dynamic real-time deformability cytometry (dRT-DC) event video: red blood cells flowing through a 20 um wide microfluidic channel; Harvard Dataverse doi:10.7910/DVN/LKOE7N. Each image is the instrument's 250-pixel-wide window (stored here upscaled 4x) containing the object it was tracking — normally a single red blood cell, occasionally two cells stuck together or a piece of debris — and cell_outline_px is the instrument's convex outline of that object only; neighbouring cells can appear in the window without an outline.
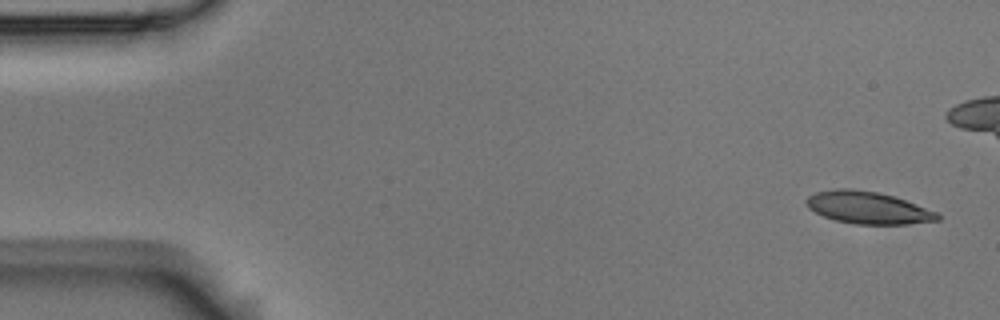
{"species": "Egyptian fruit bat (a non-hibernating species)", "species_latin": "Rousettus aegyptiacus", "temperature_condition": "room temperature", "stored_images_in_passage": 53, "camera_frame_rate_fps": 3000, "um_per_image_px": 0.085, "animal": {"sex": "male"}, "frame": {"image": 1, "passage_image": 1, "time_ms": 0.0, "image_size_px": [1000, 320], "cell_outline_px": [[940, 220], [908, 224], [852, 224], [836, 220], [824, 216], [808, 208], [804, 200], [808, 196], [816, 192], [836, 188], [852, 188], [880, 192], [904, 200], [936, 212], [940, 216]], "centroid_in_image_um": [73.73, 17.65], "position_along_channel_um": 11.3, "area_um2": 24.57}}
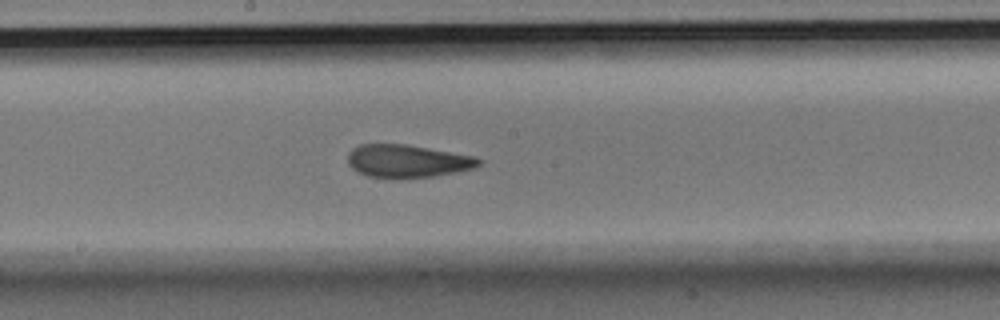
{"frame": {"image": 2, "passage_image": 27, "time_ms": 8.667, "image_size_px": [1000, 320], "cell_outline_px": [[484, 160], [476, 168], [456, 172], [432, 176], [396, 180], [368, 176], [352, 168], [348, 164], [348, 152], [352, 148], [360, 144], [408, 144], [476, 156]], "centroid_in_image_um": [34.65, 13.7], "position_along_channel_um": 213.5, "area_um2": 25.66}}
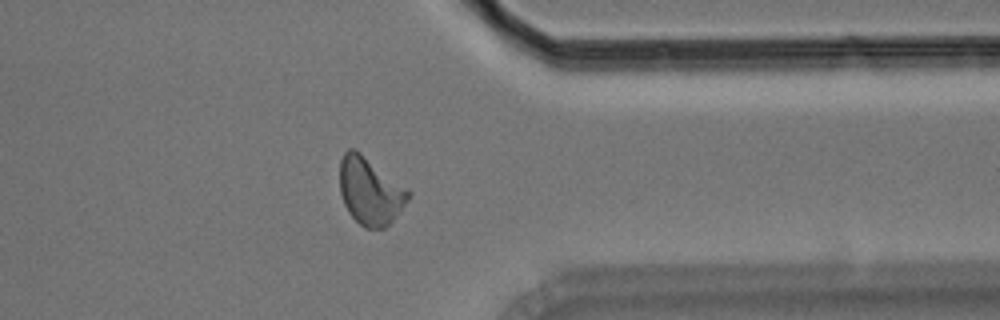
{"frame": {"image": 3, "passage_image": 41, "time_ms": 13.333, "image_size_px": [1000, 320], "cell_outline_px": [[412, 196], [392, 220], [384, 228], [364, 228], [348, 212], [344, 204], [340, 192], [340, 160], [344, 152], [348, 148], [356, 148], [412, 192]], "centroid_in_image_um": [31.45, 16.21], "position_along_channel_um": 379.9, "area_um2": 26.93}, "authors_computed_cell_mechanics": {"area_um2": 25.5476, "velocity_mm_per_s": 3.7358, "shape_relaxation_time_tau1_ms": 5.9322, "shape_relaxation_time_tau2_ms": 1.8822, "deformation_change_tau1": 0.1695, "deformation_change_tau2": 0.0754}}